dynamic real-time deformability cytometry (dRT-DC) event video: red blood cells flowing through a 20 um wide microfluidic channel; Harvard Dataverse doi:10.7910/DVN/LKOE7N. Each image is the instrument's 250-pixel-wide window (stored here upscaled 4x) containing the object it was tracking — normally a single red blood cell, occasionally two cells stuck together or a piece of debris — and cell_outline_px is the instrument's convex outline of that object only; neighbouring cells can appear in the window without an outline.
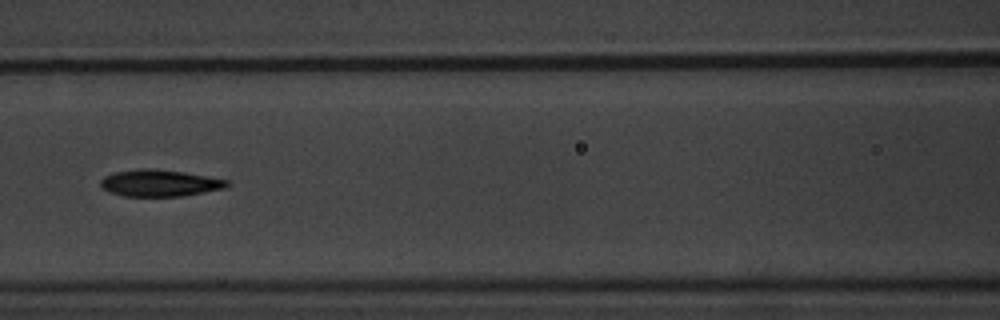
{"species": "common noctule bat (a hibernating species)", "species_latin": "Nyctalus noctula", "temperature_condition": "warm", "stored_images_in_passage": 17, "camera_frame_rate_fps": 3000, "um_per_image_px": 0.085, "animal": {"sex": "male", "body_mass_g": 20.1, "forearm_length_mm": 53.5}, "frame": {"image": 1, "passage_image": 8, "time_ms": 8.333, "image_size_px": [1000, 320], "cell_outline_px": [[232, 184], [224, 188], [180, 196], [124, 196], [108, 192], [100, 188], [100, 180], [104, 176], [116, 172], [140, 168], [152, 168], [184, 172], [228, 180]], "centroid_in_image_um": [13.53, 15.55], "position_along_channel_um": 153.1, "area_um2": 19.71}}
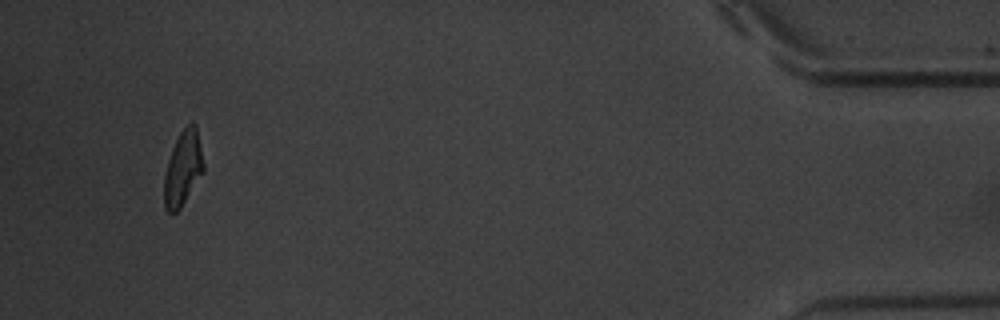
{"frame": {"image": 2, "passage_image": 17, "time_ms": 20.0, "image_size_px": [1000, 320], "cell_outline_px": [[204, 172], [180, 208], [176, 212], [168, 212], [164, 208], [164, 176], [168, 160], [172, 148], [180, 132], [192, 120], [196, 124], [204, 164]], "centroid_in_image_um": [15.56, 14.3], "position_along_channel_um": 419.6, "area_um2": 17.17}, "authors_computed_cell_mechanics": {"area_um2": 19.0162, "velocity_mm_per_s": 3.6, "shape_relaxation_time_tau1_ms": 4.6721, "shape_relaxation_time_tau2_ms": 2.9287, "deformation_change_tau1": 0.1698, "deformation_change_tau2": 0.0786}}